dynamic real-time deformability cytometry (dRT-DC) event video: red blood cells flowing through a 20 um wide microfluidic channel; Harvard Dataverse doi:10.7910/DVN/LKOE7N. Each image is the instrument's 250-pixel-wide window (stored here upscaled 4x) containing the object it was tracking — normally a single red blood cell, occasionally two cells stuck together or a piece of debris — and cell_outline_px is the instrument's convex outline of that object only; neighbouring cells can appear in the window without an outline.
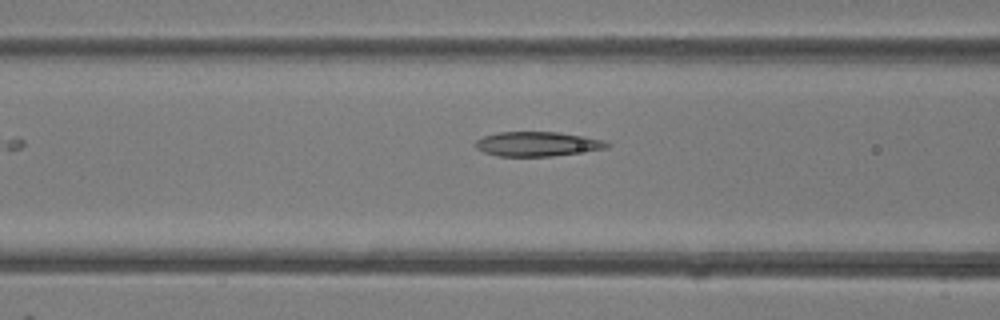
{"species": "common noctule bat (a hibernating species)", "species_latin": "Nyctalus noctula", "temperature_condition": "room temperature", "stored_images_in_passage": 4, "camera_frame_rate_fps": 3000, "um_per_image_px": 0.085, "animal": {"sex": "female"}, "frame": {"image": 1, "passage_image": 4, "time_ms": 3.667, "image_size_px": [1000, 320], "cell_outline_px": [[612, 144], [608, 148], [552, 156], [496, 156], [484, 152], [476, 148], [472, 144], [476, 140], [484, 136], [500, 132], [556, 132], [584, 136], [604, 140]], "centroid_in_image_um": [45.67, 12.24], "position_along_channel_um": 120.9, "area_um2": 18.84}}